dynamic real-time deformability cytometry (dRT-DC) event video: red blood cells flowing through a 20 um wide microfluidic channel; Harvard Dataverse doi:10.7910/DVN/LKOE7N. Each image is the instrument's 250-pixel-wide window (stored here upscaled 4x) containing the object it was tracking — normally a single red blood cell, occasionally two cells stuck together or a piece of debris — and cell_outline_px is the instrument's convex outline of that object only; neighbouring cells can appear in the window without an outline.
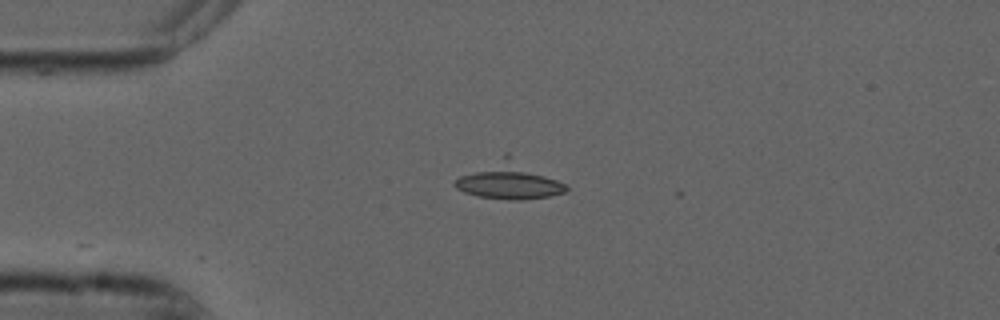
{"species": "common noctule bat (a hibernating species)", "species_latin": "Nyctalus noctula", "temperature_condition": "cold", "stored_images_in_passage": 7, "camera_frame_rate_fps": 3000, "um_per_image_px": 0.085, "animal": {"sex": "male", "forearm_length_mm": 52.5}, "frame": {"image": 1, "passage_image": 1, "time_ms": 0.0, "image_size_px": [1000, 320], "cell_outline_px": [[568, 192], [548, 196], [520, 200], [512, 200], [476, 196], [464, 192], [456, 188], [452, 184], [460, 176], [504, 152], [508, 152], [564, 184], [568, 188]], "centroid_in_image_um": [43.24, 15.32], "position_along_channel_um": 41.8, "area_um2": 24.04}}
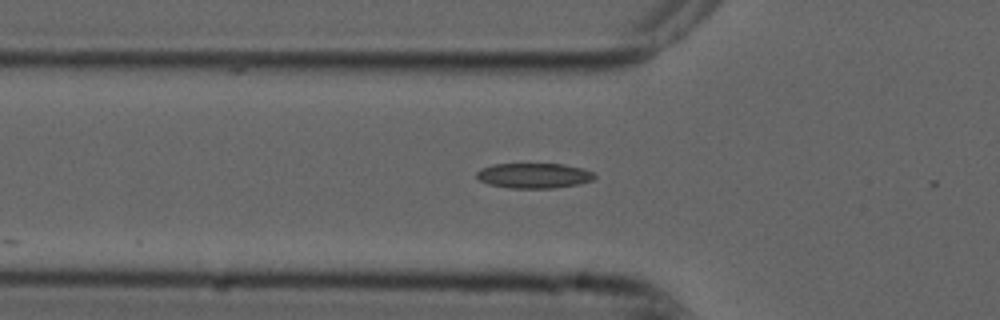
{"frame": {"image": 2, "passage_image": 6, "time_ms": 1.667, "image_size_px": [1000, 320], "cell_outline_px": [[596, 176], [592, 180], [580, 184], [552, 188], [508, 188], [488, 184], [480, 180], [476, 176], [476, 172], [480, 168], [492, 164], [564, 164], [584, 168], [596, 172]], "centroid_in_image_um": [45.41, 14.92], "position_along_channel_um": 80.4, "area_um2": 17.51}}